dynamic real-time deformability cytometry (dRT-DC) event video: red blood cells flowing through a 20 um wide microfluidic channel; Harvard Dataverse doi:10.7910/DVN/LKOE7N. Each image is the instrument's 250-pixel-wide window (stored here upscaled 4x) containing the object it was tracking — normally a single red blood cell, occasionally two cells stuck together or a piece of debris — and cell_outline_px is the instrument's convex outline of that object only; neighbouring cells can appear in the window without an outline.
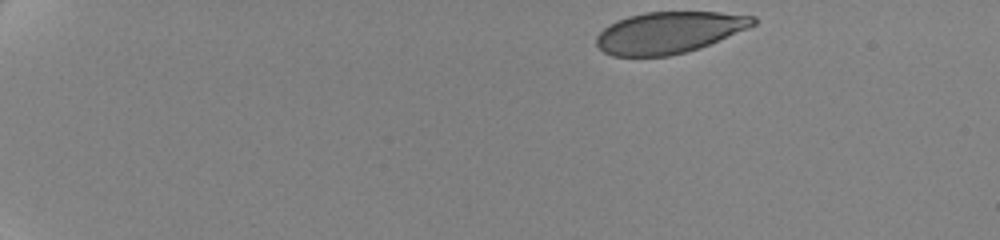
{"species": "human", "species_latin": "Homo sapiens", "temperature_condition": "cold", "stored_images_in_passage": 28, "camera_frame_rate_fps": 3000, "um_per_image_px": 0.085, "donor": {"sex": "female"}, "frame": {"image": 1, "passage_image": 1, "time_ms": 0.0, "image_size_px": [1000, 240], "cell_outline_px": [[756, 24], [748, 28], [700, 48], [668, 56], [612, 56], [604, 52], [596, 44], [596, 36], [604, 28], [616, 20], [628, 16], [644, 12], [720, 12], [756, 16]], "centroid_in_image_um": [56.86, 2.75], "position_along_channel_um": 28.1, "area_um2": 37.92}}
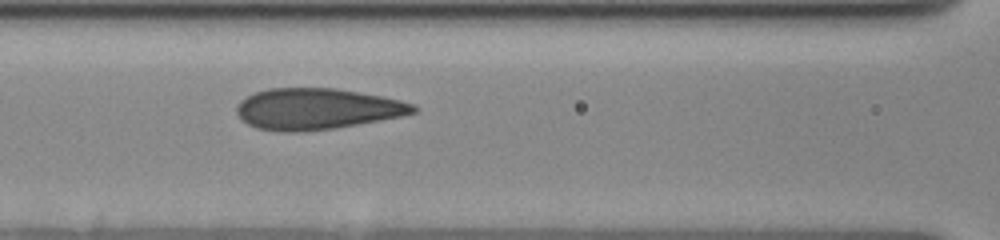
{"frame": {"image": 2, "passage_image": 23, "time_ms": 6.667, "image_size_px": [1000, 240], "cell_outline_px": [[416, 112], [400, 116], [336, 128], [304, 132], [276, 132], [256, 128], [240, 120], [236, 112], [236, 104], [240, 100], [256, 92], [268, 88], [336, 88], [384, 96], [400, 100], [412, 104], [416, 108]], "centroid_in_image_um": [26.87, 9.26], "position_along_channel_um": 139.7, "area_um2": 42.6}}
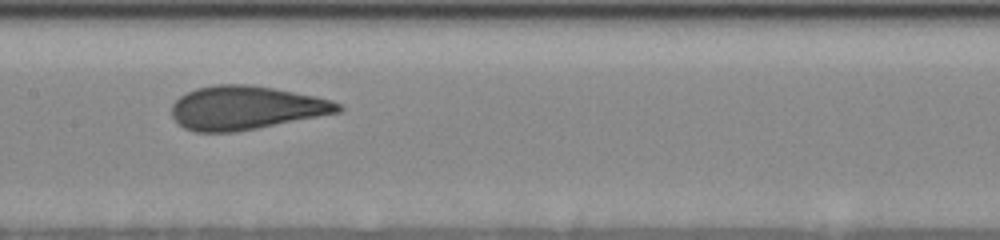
{"frame": {"image": 3, "passage_image": 27, "time_ms": 8.0, "image_size_px": [1000, 240], "cell_outline_px": [[344, 108], [340, 112], [236, 132], [196, 132], [184, 128], [172, 116], [172, 104], [180, 96], [196, 88], [216, 84], [248, 84], [272, 88], [316, 96], [332, 100], [340, 104]], "centroid_in_image_um": [20.89, 9.16], "position_along_channel_um": 186.5, "area_um2": 42.14}}